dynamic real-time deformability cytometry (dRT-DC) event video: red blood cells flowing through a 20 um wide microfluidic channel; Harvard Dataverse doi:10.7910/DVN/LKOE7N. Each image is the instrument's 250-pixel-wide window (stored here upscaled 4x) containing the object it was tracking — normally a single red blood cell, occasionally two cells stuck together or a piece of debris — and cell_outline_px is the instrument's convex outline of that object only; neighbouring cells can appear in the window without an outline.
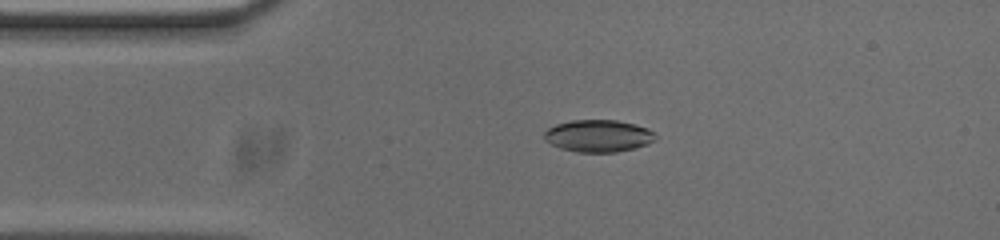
{"species": "common noctule bat (a hibernating species)", "species_latin": "Nyctalus noctula", "temperature_condition": "cold", "stored_images_in_passage": 53, "camera_frame_rate_fps": 3000, "um_per_image_px": 0.085, "animal": {"sex": "male", "body_mass_g": 20.0, "forearm_length_mm": 53.3}, "frame": {"image": 1, "passage_image": 10, "time_ms": 3.0, "image_size_px": [1000, 240], "cell_outline_px": [[656, 140], [648, 144], [636, 148], [616, 152], [576, 152], [560, 148], [544, 140], [544, 132], [548, 128], [556, 124], [572, 120], [616, 120], [648, 128], [656, 132]], "centroid_in_image_um": [50.88, 11.55], "position_along_channel_um": 34.1, "area_um2": 20.98}}
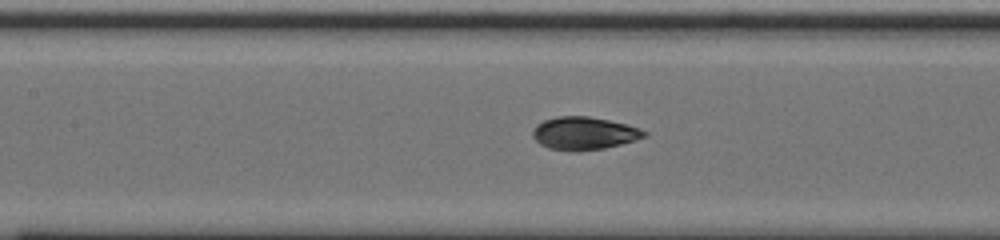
{"frame": {"image": 2, "passage_image": 22, "time_ms": 7.0, "image_size_px": [1000, 240], "cell_outline_px": [[648, 136], [636, 140], [604, 148], [576, 152], [548, 148], [540, 144], [532, 136], [532, 128], [536, 124], [544, 120], [556, 116], [588, 116], [628, 124], [640, 128], [648, 132]], "centroid_in_image_um": [49.64, 11.33], "position_along_channel_um": 157.8, "area_um2": 21.62}}
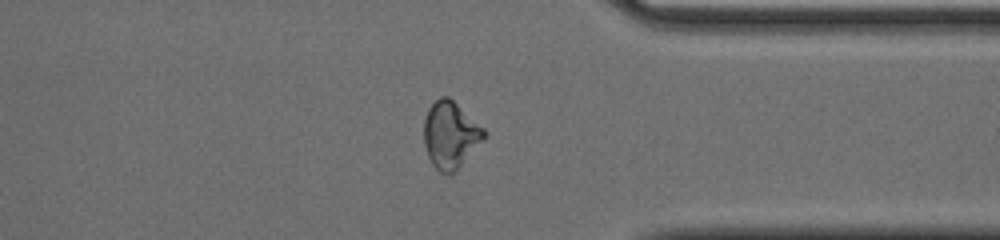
{"frame": {"image": 3, "passage_image": 40, "time_ms": 13.0, "image_size_px": [1000, 240], "cell_outline_px": [[488, 136], [456, 172], [440, 172], [432, 164], [428, 156], [424, 144], [424, 120], [428, 108], [440, 96], [448, 96], [484, 128], [488, 132]], "centroid_in_image_um": [38.31, 11.47], "position_along_channel_um": 373.1, "area_um2": 23.58}, "authors_computed_cell_mechanics": {"area_um2": 21.3282, "velocity_mm_per_s": 3.7406, "shape_relaxation_time_tau1_ms": null, "shape_relaxation_time_tau2_ms": 1.8292, "deformation_change_tau1": null, "deformation_change_tau2": 0.0538}}